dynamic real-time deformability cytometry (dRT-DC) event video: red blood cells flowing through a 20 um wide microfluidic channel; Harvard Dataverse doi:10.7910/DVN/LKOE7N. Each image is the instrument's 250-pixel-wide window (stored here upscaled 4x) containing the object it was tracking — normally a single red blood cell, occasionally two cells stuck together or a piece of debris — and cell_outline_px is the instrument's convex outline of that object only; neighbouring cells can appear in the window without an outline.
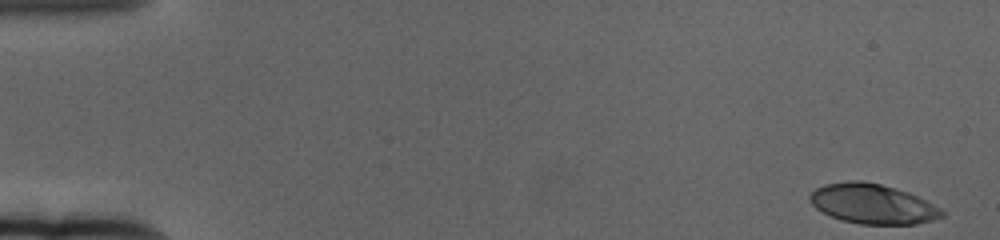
{"species": "human", "species_latin": "Homo sapiens", "temperature_condition": "cold", "stored_images_in_passage": 60, "camera_frame_rate_fps": 3000, "um_per_image_px": 0.085, "donor": {"sex": "female"}, "frame": {"image": 1, "passage_image": 1, "time_ms": 0.0, "image_size_px": [1000, 240], "cell_outline_px": [[944, 216], [932, 220], [916, 224], [860, 224], [840, 220], [816, 208], [808, 200], [808, 196], [816, 188], [824, 184], [848, 180], [860, 180], [880, 184], [896, 188], [908, 192], [940, 208], [944, 212]], "centroid_in_image_um": [74.14, 17.32], "position_along_channel_um": 10.9, "area_um2": 30.58}}
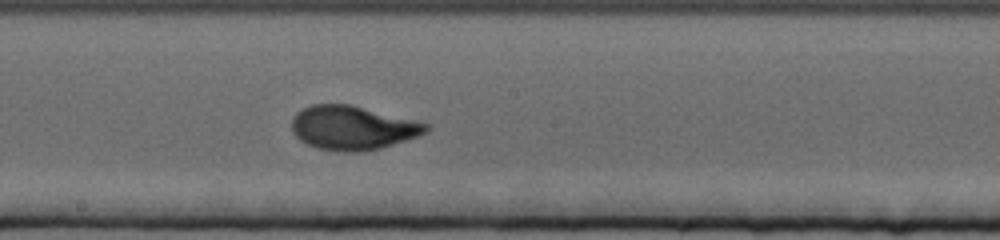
{"frame": {"image": 2, "passage_image": 33, "time_ms": 10.667, "image_size_px": [1000, 240], "cell_outline_px": [[432, 128], [428, 132], [380, 148], [360, 152], [340, 152], [316, 148], [304, 144], [292, 132], [292, 116], [296, 112], [312, 104], [352, 104], [432, 124]], "centroid_in_image_um": [29.97, 10.86], "position_along_channel_um": 218.2, "area_um2": 34.85}}
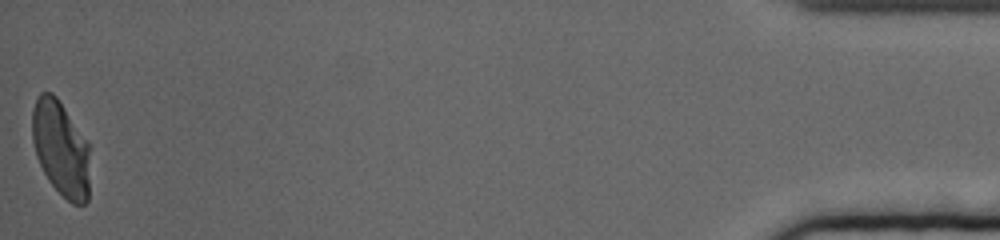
{"frame": {"image": 3, "passage_image": 60, "time_ms": 19.667, "image_size_px": [1000, 240], "cell_outline_px": [[88, 200], [84, 204], [72, 204], [48, 180], [36, 156], [32, 140], [32, 108], [36, 96], [40, 92], [52, 92], [56, 96], [88, 144]], "centroid_in_image_um": [5.12, 12.6], "position_along_channel_um": 430.1, "area_um2": 31.56}, "authors_computed_cell_mechanics": {"area_um2": 32.2235, "velocity_mm_per_s": 3.3288, "shape_relaxation_time_tau1_ms": 3.173, "shape_relaxation_time_tau2_ms": null, "deformation_change_tau1": 0.1888, "deformation_change_tau2": null}}